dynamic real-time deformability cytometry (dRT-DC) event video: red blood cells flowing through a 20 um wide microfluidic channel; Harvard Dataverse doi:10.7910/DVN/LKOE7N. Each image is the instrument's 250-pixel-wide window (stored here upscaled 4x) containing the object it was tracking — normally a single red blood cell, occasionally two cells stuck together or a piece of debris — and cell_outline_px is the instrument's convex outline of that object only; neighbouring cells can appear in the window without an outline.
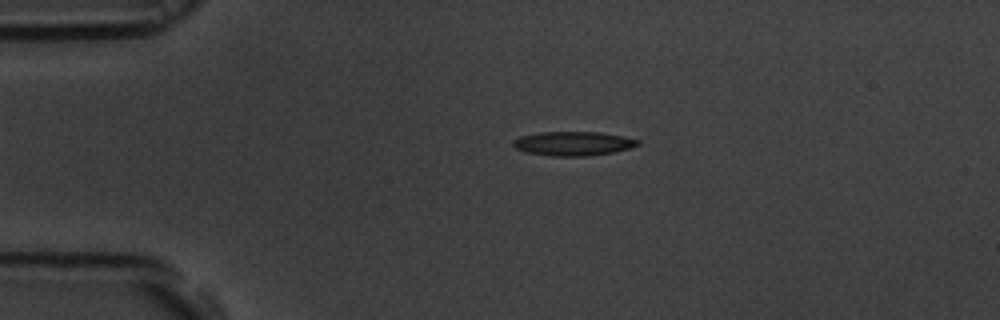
{"species": "common noctule bat (a hibernating species)", "species_latin": "Nyctalus noctula", "temperature_condition": "room temperature", "stored_images_in_passage": 54, "camera_frame_rate_fps": 3000, "um_per_image_px": 0.085, "animal": {"sex": "male", "body_mass_g": 19.5, "forearm_length_mm": 54.6}, "frame": {"image": 1, "passage_image": 11, "time_ms": 3.333, "image_size_px": [1000, 320], "cell_outline_px": [[640, 144], [628, 148], [612, 152], [588, 156], [552, 156], [528, 152], [516, 148], [512, 144], [512, 140], [520, 136], [540, 132], [600, 132], [624, 136], [640, 140]], "centroid_in_image_um": [48.72, 12.19], "position_along_channel_um": 36.3, "area_um2": 17.46}}
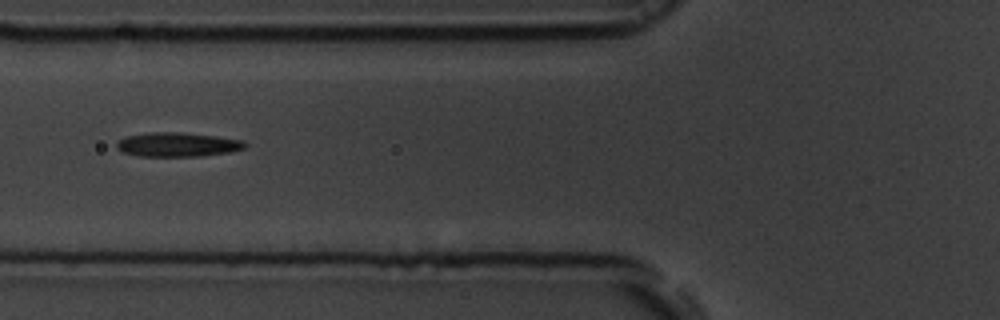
{"frame": {"image": 2, "passage_image": 20, "time_ms": 6.333, "image_size_px": [1000, 320], "cell_outline_px": [[248, 144], [244, 148], [228, 152], [200, 156], [140, 156], [124, 152], [116, 148], [116, 144], [124, 136], [148, 132], [180, 132], [216, 136], [244, 140]], "centroid_in_image_um": [15.09, 12.28], "position_along_channel_um": 110.7, "area_um2": 18.09}}
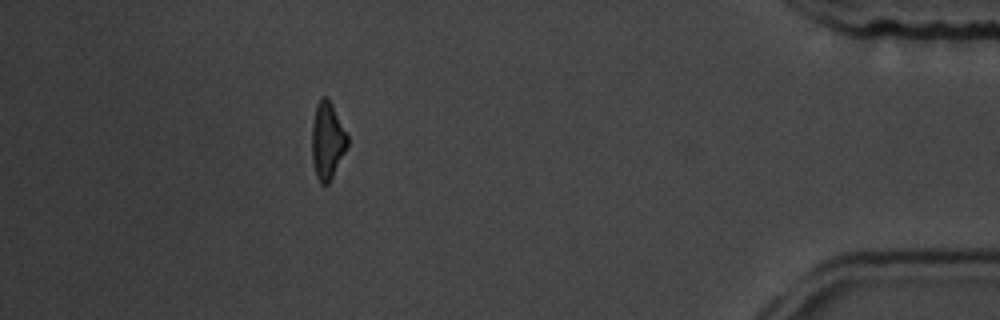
{"frame": {"image": 3, "passage_image": 48, "time_ms": 15.667, "image_size_px": [1000, 320], "cell_outline_px": [[348, 144], [328, 184], [320, 184], [316, 176], [312, 160], [312, 124], [316, 104], [320, 96], [328, 96], [348, 136]], "centroid_in_image_um": [27.8, 11.91], "position_along_channel_um": 407.4, "area_um2": 15.9}, "authors_computed_cell_mechanics": {"area_um2": 16.9643, "velocity_mm_per_s": 3.7274, "shape_relaxation_time_tau1_ms": 4.2022, "shape_relaxation_time_tau2_ms": 6.3447, "deformation_change_tau1": 0.1722, "deformation_change_tau2": 0.2026}}